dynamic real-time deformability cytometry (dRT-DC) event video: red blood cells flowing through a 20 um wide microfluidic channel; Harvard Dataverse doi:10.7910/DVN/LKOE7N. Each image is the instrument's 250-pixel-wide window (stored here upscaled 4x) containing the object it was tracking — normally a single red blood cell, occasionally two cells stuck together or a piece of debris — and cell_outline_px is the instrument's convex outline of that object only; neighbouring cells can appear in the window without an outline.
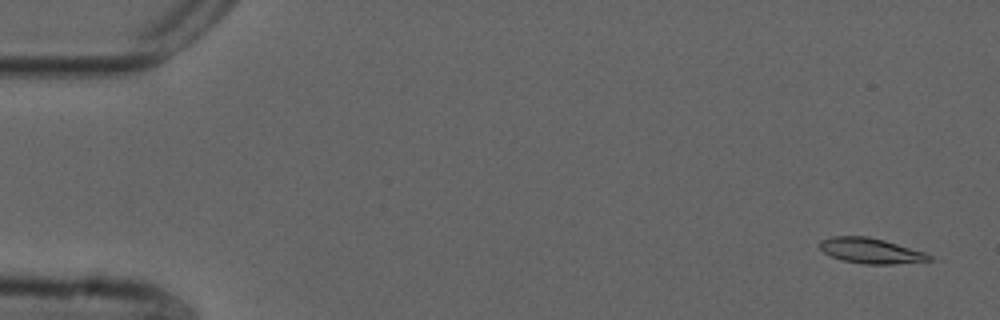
{"species": "common noctule bat (a hibernating species)", "species_latin": "Nyctalus noctula", "temperature_condition": "cold", "stored_images_in_passage": 54, "camera_frame_rate_fps": 3000, "um_per_image_px": 0.085, "animal": {"sex": "male", "forearm_length_mm": 52.5}, "frame": {"image": 1, "passage_image": 2, "time_ms": 0.333, "image_size_px": [1000, 320], "cell_outline_px": [[932, 260], [896, 264], [864, 264], [840, 260], [824, 252], [820, 248], [820, 240], [832, 236], [868, 236], [884, 240], [924, 252], [932, 256]], "centroid_in_image_um": [74.0, 21.31], "position_along_channel_um": 11.0, "area_um2": 16.13}}
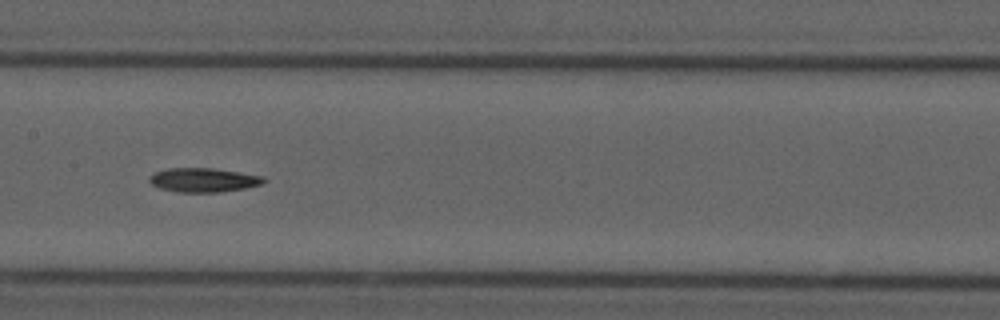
{"frame": {"image": 2, "passage_image": 27, "time_ms": 8.667, "image_size_px": [1000, 320], "cell_outline_px": [[268, 180], [260, 184], [244, 188], [220, 192], [176, 192], [160, 188], [152, 184], [148, 180], [148, 176], [156, 172], [168, 168], [212, 168], [264, 176]], "centroid_in_image_um": [17.28, 15.3], "position_along_channel_um": 190.1, "area_um2": 16.01}}
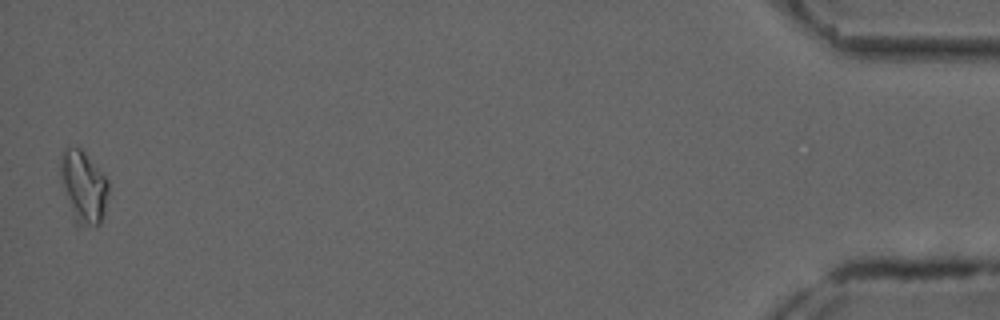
{"frame": {"image": 3, "passage_image": 54, "time_ms": 17.667, "image_size_px": [1000, 320], "cell_outline_px": [[108, 196], [104, 212], [100, 224], [76, 228], [72, 224], [60, 180], [60, 164], [64, 148], [80, 148], [84, 152], [108, 180]], "centroid_in_image_um": [7.06, 15.99], "position_along_channel_um": 428.1, "area_um2": 20.69}}